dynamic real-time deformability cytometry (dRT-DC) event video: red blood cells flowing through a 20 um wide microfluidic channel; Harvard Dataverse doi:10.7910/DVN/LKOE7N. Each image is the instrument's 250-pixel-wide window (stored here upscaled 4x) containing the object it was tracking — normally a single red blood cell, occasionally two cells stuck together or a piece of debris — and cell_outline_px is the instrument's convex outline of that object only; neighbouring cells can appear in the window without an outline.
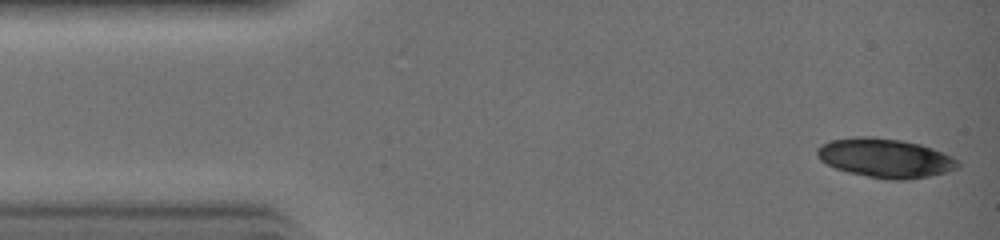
{"species": "common noctule bat (a hibernating species)", "species_latin": "Nyctalus noctula", "temperature_condition": "warm", "stored_images_in_passage": 3, "camera_frame_rate_fps": 3000, "um_per_image_px": 0.085, "animal": {"sex": "female", "body_mass_g": 19.0, "forearm_length_mm": 51.5}, "frame": {"image": 1, "passage_image": 1, "time_ms": 0.0, "image_size_px": [1000, 240], "cell_outline_px": [[960, 168], [928, 176], [868, 176], [848, 172], [836, 168], [820, 160], [816, 156], [816, 148], [820, 144], [832, 140], [856, 136], [872, 136], [900, 140], [920, 144], [944, 152], [952, 156], [960, 164]], "centroid_in_image_um": [75.19, 13.36], "position_along_channel_um": 9.8, "area_um2": 31.04}}